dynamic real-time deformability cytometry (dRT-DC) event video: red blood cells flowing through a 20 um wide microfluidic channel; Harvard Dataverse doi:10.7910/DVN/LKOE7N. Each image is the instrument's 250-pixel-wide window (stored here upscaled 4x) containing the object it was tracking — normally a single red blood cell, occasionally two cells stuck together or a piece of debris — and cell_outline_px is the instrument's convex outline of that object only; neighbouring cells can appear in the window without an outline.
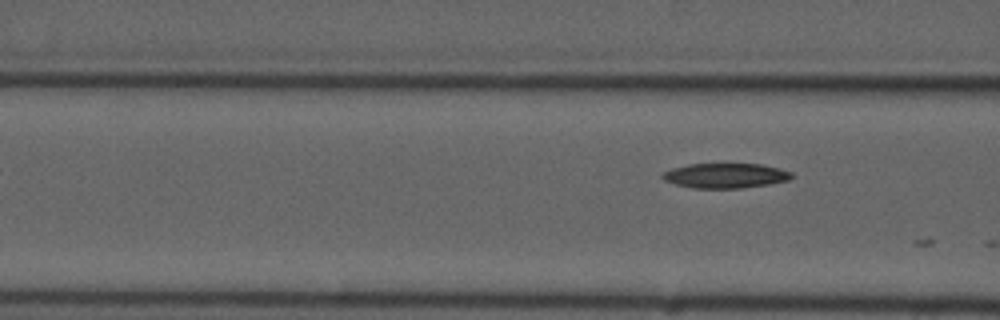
{"species": "common noctule bat (a hibernating species)", "species_latin": "Nyctalus noctula", "temperature_condition": "cold", "stored_images_in_passage": 6, "segment_of_instrument_passage": [2, 2], "camera_frame_rate_fps": 3000, "um_per_image_px": 0.085, "animal": {"sex": "male", "forearm_length_mm": 52.5}, "frame": {"image": 1, "passage_image": 6, "time_ms": 7.0, "image_size_px": [1000, 320], "cell_outline_px": [[796, 176], [788, 180], [768, 184], [740, 188], [692, 188], [676, 184], [664, 180], [660, 176], [664, 172], [672, 168], [688, 164], [760, 164], [780, 168], [792, 172]], "centroid_in_image_um": [61.68, 14.92], "position_along_channel_um": 104.9, "area_um2": 18.73}}